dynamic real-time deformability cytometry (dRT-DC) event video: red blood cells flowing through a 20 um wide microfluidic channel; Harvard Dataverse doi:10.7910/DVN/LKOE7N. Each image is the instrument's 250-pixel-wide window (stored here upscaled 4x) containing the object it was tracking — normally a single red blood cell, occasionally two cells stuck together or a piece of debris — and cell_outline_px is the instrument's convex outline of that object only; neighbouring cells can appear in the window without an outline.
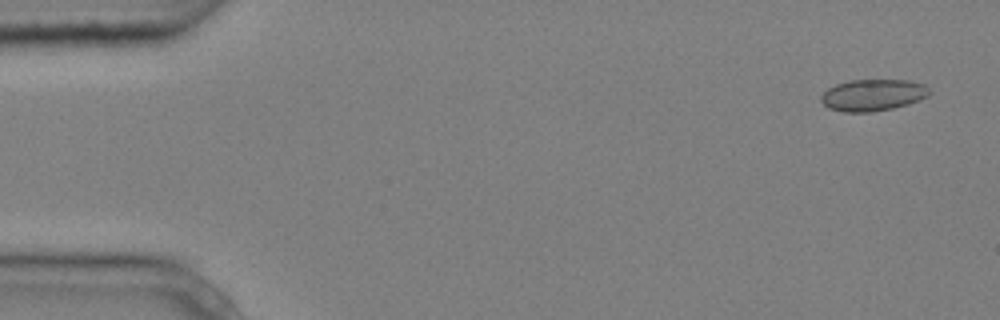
{"species": "common noctule bat (a hibernating species)", "species_latin": "Nyctalus noctula", "temperature_condition": "cold", "stored_images_in_passage": 9, "camera_frame_rate_fps": 3000, "um_per_image_px": 0.085, "animal": {"sex": "male", "body_mass_g": 20.4}, "frame": {"image": 1, "passage_image": 1, "time_ms": 0.0, "image_size_px": [1000, 320], "cell_outline_px": [[932, 92], [928, 96], [920, 100], [908, 104], [892, 108], [872, 112], [844, 112], [828, 108], [820, 100], [820, 96], [828, 88], [836, 84], [852, 80], [908, 80], [924, 84]], "centroid_in_image_um": [74.2, 8.08], "position_along_channel_um": 10.8, "area_um2": 20.06}}
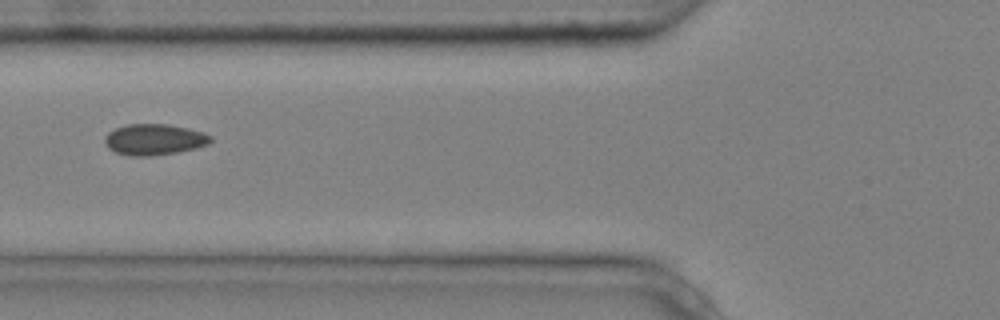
{"frame": {"image": 2, "passage_image": 6, "time_ms": 1.667, "image_size_px": [1000, 320], "cell_outline_px": [[212, 140], [208, 144], [196, 148], [176, 152], [148, 156], [132, 156], [116, 152], [108, 148], [104, 140], [104, 136], [108, 132], [116, 128], [128, 124], [168, 124], [188, 128], [204, 132], [212, 136]], "centroid_in_image_um": [13.12, 11.85], "position_along_channel_um": 112.7, "area_um2": 19.13}}
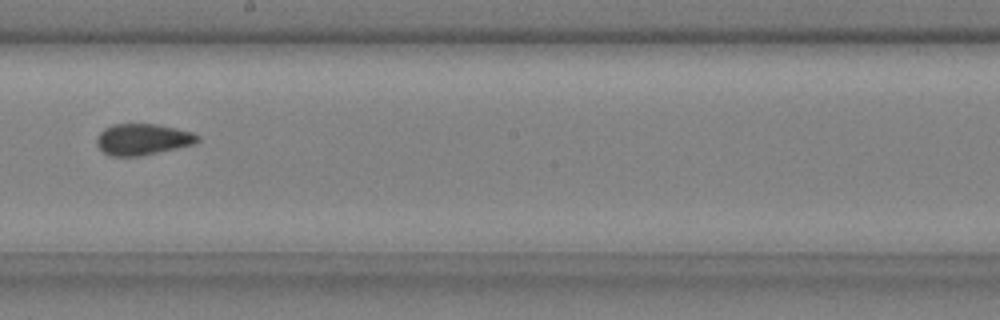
{"frame": {"image": 3, "passage_image": 9, "time_ms": 2.667, "image_size_px": [1000, 320], "cell_outline_px": [[200, 140], [196, 144], [140, 156], [108, 156], [96, 144], [96, 140], [100, 132], [104, 128], [112, 124], [156, 124], [176, 128], [192, 132], [200, 136]], "centroid_in_image_um": [12.14, 11.84], "position_along_channel_um": 236.1, "area_um2": 18.5}}